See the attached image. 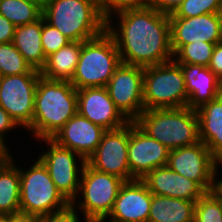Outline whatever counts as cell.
Masks as SVG:
<instances>
[{
	"mask_svg": "<svg viewBox=\"0 0 222 222\" xmlns=\"http://www.w3.org/2000/svg\"><path fill=\"white\" fill-rule=\"evenodd\" d=\"M4 220H5V216L0 213V222H4Z\"/></svg>",
	"mask_w": 222,
	"mask_h": 222,
	"instance_id": "cell-43",
	"label": "cell"
},
{
	"mask_svg": "<svg viewBox=\"0 0 222 222\" xmlns=\"http://www.w3.org/2000/svg\"><path fill=\"white\" fill-rule=\"evenodd\" d=\"M16 26L0 15V44L13 42Z\"/></svg>",
	"mask_w": 222,
	"mask_h": 222,
	"instance_id": "cell-37",
	"label": "cell"
},
{
	"mask_svg": "<svg viewBox=\"0 0 222 222\" xmlns=\"http://www.w3.org/2000/svg\"><path fill=\"white\" fill-rule=\"evenodd\" d=\"M141 180L154 195L197 202L206 193L195 181L176 173L168 166L155 168Z\"/></svg>",
	"mask_w": 222,
	"mask_h": 222,
	"instance_id": "cell-19",
	"label": "cell"
},
{
	"mask_svg": "<svg viewBox=\"0 0 222 222\" xmlns=\"http://www.w3.org/2000/svg\"><path fill=\"white\" fill-rule=\"evenodd\" d=\"M124 182L120 177L98 171L86 162L81 174L78 196L71 204L83 213L85 222H102L111 212Z\"/></svg>",
	"mask_w": 222,
	"mask_h": 222,
	"instance_id": "cell-6",
	"label": "cell"
},
{
	"mask_svg": "<svg viewBox=\"0 0 222 222\" xmlns=\"http://www.w3.org/2000/svg\"><path fill=\"white\" fill-rule=\"evenodd\" d=\"M78 212L79 211L70 204L63 210L42 217V222H80Z\"/></svg>",
	"mask_w": 222,
	"mask_h": 222,
	"instance_id": "cell-33",
	"label": "cell"
},
{
	"mask_svg": "<svg viewBox=\"0 0 222 222\" xmlns=\"http://www.w3.org/2000/svg\"><path fill=\"white\" fill-rule=\"evenodd\" d=\"M181 66L188 95L187 107L198 109L222 94V81L208 68L195 64Z\"/></svg>",
	"mask_w": 222,
	"mask_h": 222,
	"instance_id": "cell-20",
	"label": "cell"
},
{
	"mask_svg": "<svg viewBox=\"0 0 222 222\" xmlns=\"http://www.w3.org/2000/svg\"><path fill=\"white\" fill-rule=\"evenodd\" d=\"M171 48L173 55L192 42H222V23L219 13L195 17H169Z\"/></svg>",
	"mask_w": 222,
	"mask_h": 222,
	"instance_id": "cell-15",
	"label": "cell"
},
{
	"mask_svg": "<svg viewBox=\"0 0 222 222\" xmlns=\"http://www.w3.org/2000/svg\"><path fill=\"white\" fill-rule=\"evenodd\" d=\"M170 149L129 121L128 164L130 181L143 179L150 171L167 166Z\"/></svg>",
	"mask_w": 222,
	"mask_h": 222,
	"instance_id": "cell-13",
	"label": "cell"
},
{
	"mask_svg": "<svg viewBox=\"0 0 222 222\" xmlns=\"http://www.w3.org/2000/svg\"><path fill=\"white\" fill-rule=\"evenodd\" d=\"M111 16L117 18V24ZM106 31L123 64L148 67L173 60L167 14L147 6L122 8L106 17Z\"/></svg>",
	"mask_w": 222,
	"mask_h": 222,
	"instance_id": "cell-1",
	"label": "cell"
},
{
	"mask_svg": "<svg viewBox=\"0 0 222 222\" xmlns=\"http://www.w3.org/2000/svg\"><path fill=\"white\" fill-rule=\"evenodd\" d=\"M77 113V90L64 80L39 77L34 96L32 125L27 129L37 141L51 139Z\"/></svg>",
	"mask_w": 222,
	"mask_h": 222,
	"instance_id": "cell-2",
	"label": "cell"
},
{
	"mask_svg": "<svg viewBox=\"0 0 222 222\" xmlns=\"http://www.w3.org/2000/svg\"><path fill=\"white\" fill-rule=\"evenodd\" d=\"M152 193L142 180L125 181L113 208L102 222H148Z\"/></svg>",
	"mask_w": 222,
	"mask_h": 222,
	"instance_id": "cell-16",
	"label": "cell"
},
{
	"mask_svg": "<svg viewBox=\"0 0 222 222\" xmlns=\"http://www.w3.org/2000/svg\"><path fill=\"white\" fill-rule=\"evenodd\" d=\"M43 16L35 22L15 29L13 44L24 57L25 61L38 71L44 67L46 56L41 43Z\"/></svg>",
	"mask_w": 222,
	"mask_h": 222,
	"instance_id": "cell-22",
	"label": "cell"
},
{
	"mask_svg": "<svg viewBox=\"0 0 222 222\" xmlns=\"http://www.w3.org/2000/svg\"><path fill=\"white\" fill-rule=\"evenodd\" d=\"M31 69L13 42L0 44V76L26 74Z\"/></svg>",
	"mask_w": 222,
	"mask_h": 222,
	"instance_id": "cell-28",
	"label": "cell"
},
{
	"mask_svg": "<svg viewBox=\"0 0 222 222\" xmlns=\"http://www.w3.org/2000/svg\"><path fill=\"white\" fill-rule=\"evenodd\" d=\"M4 222H42V217L24 212H17L6 216Z\"/></svg>",
	"mask_w": 222,
	"mask_h": 222,
	"instance_id": "cell-38",
	"label": "cell"
},
{
	"mask_svg": "<svg viewBox=\"0 0 222 222\" xmlns=\"http://www.w3.org/2000/svg\"><path fill=\"white\" fill-rule=\"evenodd\" d=\"M134 122L170 150L200 142L196 110L187 106L143 110Z\"/></svg>",
	"mask_w": 222,
	"mask_h": 222,
	"instance_id": "cell-4",
	"label": "cell"
},
{
	"mask_svg": "<svg viewBox=\"0 0 222 222\" xmlns=\"http://www.w3.org/2000/svg\"><path fill=\"white\" fill-rule=\"evenodd\" d=\"M208 68L222 81V42L215 44Z\"/></svg>",
	"mask_w": 222,
	"mask_h": 222,
	"instance_id": "cell-35",
	"label": "cell"
},
{
	"mask_svg": "<svg viewBox=\"0 0 222 222\" xmlns=\"http://www.w3.org/2000/svg\"><path fill=\"white\" fill-rule=\"evenodd\" d=\"M42 16L72 42L93 39L106 30L98 0H46Z\"/></svg>",
	"mask_w": 222,
	"mask_h": 222,
	"instance_id": "cell-3",
	"label": "cell"
},
{
	"mask_svg": "<svg viewBox=\"0 0 222 222\" xmlns=\"http://www.w3.org/2000/svg\"><path fill=\"white\" fill-rule=\"evenodd\" d=\"M128 143L129 122L120 128L106 130L100 144L86 162L98 171L130 181Z\"/></svg>",
	"mask_w": 222,
	"mask_h": 222,
	"instance_id": "cell-14",
	"label": "cell"
},
{
	"mask_svg": "<svg viewBox=\"0 0 222 222\" xmlns=\"http://www.w3.org/2000/svg\"><path fill=\"white\" fill-rule=\"evenodd\" d=\"M218 169L216 170V173H215V188H214V191L216 192V194L222 199V177L217 178L219 176L218 174Z\"/></svg>",
	"mask_w": 222,
	"mask_h": 222,
	"instance_id": "cell-40",
	"label": "cell"
},
{
	"mask_svg": "<svg viewBox=\"0 0 222 222\" xmlns=\"http://www.w3.org/2000/svg\"><path fill=\"white\" fill-rule=\"evenodd\" d=\"M23 1H28V2H31V3H36V4L40 5L43 8L44 3H45L46 0H23Z\"/></svg>",
	"mask_w": 222,
	"mask_h": 222,
	"instance_id": "cell-41",
	"label": "cell"
},
{
	"mask_svg": "<svg viewBox=\"0 0 222 222\" xmlns=\"http://www.w3.org/2000/svg\"><path fill=\"white\" fill-rule=\"evenodd\" d=\"M9 151H11L10 148H7V144L0 139V166L7 163L11 159L12 153Z\"/></svg>",
	"mask_w": 222,
	"mask_h": 222,
	"instance_id": "cell-39",
	"label": "cell"
},
{
	"mask_svg": "<svg viewBox=\"0 0 222 222\" xmlns=\"http://www.w3.org/2000/svg\"><path fill=\"white\" fill-rule=\"evenodd\" d=\"M219 14H220L221 23H222V4H221V8H220V12H219Z\"/></svg>",
	"mask_w": 222,
	"mask_h": 222,
	"instance_id": "cell-44",
	"label": "cell"
},
{
	"mask_svg": "<svg viewBox=\"0 0 222 222\" xmlns=\"http://www.w3.org/2000/svg\"><path fill=\"white\" fill-rule=\"evenodd\" d=\"M195 201L152 194L148 222H194Z\"/></svg>",
	"mask_w": 222,
	"mask_h": 222,
	"instance_id": "cell-23",
	"label": "cell"
},
{
	"mask_svg": "<svg viewBox=\"0 0 222 222\" xmlns=\"http://www.w3.org/2000/svg\"><path fill=\"white\" fill-rule=\"evenodd\" d=\"M167 166L195 181L206 193L214 191L218 160L203 142L170 150Z\"/></svg>",
	"mask_w": 222,
	"mask_h": 222,
	"instance_id": "cell-11",
	"label": "cell"
},
{
	"mask_svg": "<svg viewBox=\"0 0 222 222\" xmlns=\"http://www.w3.org/2000/svg\"><path fill=\"white\" fill-rule=\"evenodd\" d=\"M121 63L115 41L105 30L101 35L82 42L79 60L70 83L76 90L106 87Z\"/></svg>",
	"mask_w": 222,
	"mask_h": 222,
	"instance_id": "cell-5",
	"label": "cell"
},
{
	"mask_svg": "<svg viewBox=\"0 0 222 222\" xmlns=\"http://www.w3.org/2000/svg\"><path fill=\"white\" fill-rule=\"evenodd\" d=\"M19 174L20 212L44 217L71 204L57 189L38 158L27 169L19 167Z\"/></svg>",
	"mask_w": 222,
	"mask_h": 222,
	"instance_id": "cell-7",
	"label": "cell"
},
{
	"mask_svg": "<svg viewBox=\"0 0 222 222\" xmlns=\"http://www.w3.org/2000/svg\"><path fill=\"white\" fill-rule=\"evenodd\" d=\"M20 127L15 120L5 111L4 108L0 106V139H2L6 144L5 133L11 132L10 130H16Z\"/></svg>",
	"mask_w": 222,
	"mask_h": 222,
	"instance_id": "cell-36",
	"label": "cell"
},
{
	"mask_svg": "<svg viewBox=\"0 0 222 222\" xmlns=\"http://www.w3.org/2000/svg\"><path fill=\"white\" fill-rule=\"evenodd\" d=\"M70 42L72 41L69 38L64 36L57 28L48 24L43 17L41 43L46 57L57 52Z\"/></svg>",
	"mask_w": 222,
	"mask_h": 222,
	"instance_id": "cell-31",
	"label": "cell"
},
{
	"mask_svg": "<svg viewBox=\"0 0 222 222\" xmlns=\"http://www.w3.org/2000/svg\"><path fill=\"white\" fill-rule=\"evenodd\" d=\"M144 67L121 63L106 88L115 107L128 121H135L144 110Z\"/></svg>",
	"mask_w": 222,
	"mask_h": 222,
	"instance_id": "cell-12",
	"label": "cell"
},
{
	"mask_svg": "<svg viewBox=\"0 0 222 222\" xmlns=\"http://www.w3.org/2000/svg\"><path fill=\"white\" fill-rule=\"evenodd\" d=\"M146 0H98L99 6L107 17L112 12L126 7L145 6Z\"/></svg>",
	"mask_w": 222,
	"mask_h": 222,
	"instance_id": "cell-32",
	"label": "cell"
},
{
	"mask_svg": "<svg viewBox=\"0 0 222 222\" xmlns=\"http://www.w3.org/2000/svg\"><path fill=\"white\" fill-rule=\"evenodd\" d=\"M196 113L200 141L218 160L222 156V94L200 106Z\"/></svg>",
	"mask_w": 222,
	"mask_h": 222,
	"instance_id": "cell-21",
	"label": "cell"
},
{
	"mask_svg": "<svg viewBox=\"0 0 222 222\" xmlns=\"http://www.w3.org/2000/svg\"><path fill=\"white\" fill-rule=\"evenodd\" d=\"M40 71L31 69L26 74L0 76V106L20 126L28 129L33 122L34 96Z\"/></svg>",
	"mask_w": 222,
	"mask_h": 222,
	"instance_id": "cell-10",
	"label": "cell"
},
{
	"mask_svg": "<svg viewBox=\"0 0 222 222\" xmlns=\"http://www.w3.org/2000/svg\"><path fill=\"white\" fill-rule=\"evenodd\" d=\"M105 131L77 112L51 139L87 160L100 144Z\"/></svg>",
	"mask_w": 222,
	"mask_h": 222,
	"instance_id": "cell-18",
	"label": "cell"
},
{
	"mask_svg": "<svg viewBox=\"0 0 222 222\" xmlns=\"http://www.w3.org/2000/svg\"><path fill=\"white\" fill-rule=\"evenodd\" d=\"M222 0H184L169 17H195L203 14L219 13Z\"/></svg>",
	"mask_w": 222,
	"mask_h": 222,
	"instance_id": "cell-30",
	"label": "cell"
},
{
	"mask_svg": "<svg viewBox=\"0 0 222 222\" xmlns=\"http://www.w3.org/2000/svg\"><path fill=\"white\" fill-rule=\"evenodd\" d=\"M187 101L183 72L174 60L144 67V110L185 107Z\"/></svg>",
	"mask_w": 222,
	"mask_h": 222,
	"instance_id": "cell-8",
	"label": "cell"
},
{
	"mask_svg": "<svg viewBox=\"0 0 222 222\" xmlns=\"http://www.w3.org/2000/svg\"><path fill=\"white\" fill-rule=\"evenodd\" d=\"M183 1L184 0H146L145 6L170 15L176 11Z\"/></svg>",
	"mask_w": 222,
	"mask_h": 222,
	"instance_id": "cell-34",
	"label": "cell"
},
{
	"mask_svg": "<svg viewBox=\"0 0 222 222\" xmlns=\"http://www.w3.org/2000/svg\"><path fill=\"white\" fill-rule=\"evenodd\" d=\"M49 147L38 159L47 168L49 175L61 194L71 203L79 192L81 174L86 160L68 148L58 145L52 139H41ZM79 160V161H78Z\"/></svg>",
	"mask_w": 222,
	"mask_h": 222,
	"instance_id": "cell-9",
	"label": "cell"
},
{
	"mask_svg": "<svg viewBox=\"0 0 222 222\" xmlns=\"http://www.w3.org/2000/svg\"><path fill=\"white\" fill-rule=\"evenodd\" d=\"M221 165V166H220ZM222 168V156L218 159V168Z\"/></svg>",
	"mask_w": 222,
	"mask_h": 222,
	"instance_id": "cell-42",
	"label": "cell"
},
{
	"mask_svg": "<svg viewBox=\"0 0 222 222\" xmlns=\"http://www.w3.org/2000/svg\"><path fill=\"white\" fill-rule=\"evenodd\" d=\"M13 156L0 166V213L5 217L20 212V174Z\"/></svg>",
	"mask_w": 222,
	"mask_h": 222,
	"instance_id": "cell-25",
	"label": "cell"
},
{
	"mask_svg": "<svg viewBox=\"0 0 222 222\" xmlns=\"http://www.w3.org/2000/svg\"><path fill=\"white\" fill-rule=\"evenodd\" d=\"M82 42H70L57 52L46 57V63L40 74L50 80L70 81L75 72Z\"/></svg>",
	"mask_w": 222,
	"mask_h": 222,
	"instance_id": "cell-24",
	"label": "cell"
},
{
	"mask_svg": "<svg viewBox=\"0 0 222 222\" xmlns=\"http://www.w3.org/2000/svg\"><path fill=\"white\" fill-rule=\"evenodd\" d=\"M77 112L105 130H114L129 122L115 107L106 87L78 89Z\"/></svg>",
	"mask_w": 222,
	"mask_h": 222,
	"instance_id": "cell-17",
	"label": "cell"
},
{
	"mask_svg": "<svg viewBox=\"0 0 222 222\" xmlns=\"http://www.w3.org/2000/svg\"><path fill=\"white\" fill-rule=\"evenodd\" d=\"M194 222H222V199L215 191L207 192L197 200Z\"/></svg>",
	"mask_w": 222,
	"mask_h": 222,
	"instance_id": "cell-29",
	"label": "cell"
},
{
	"mask_svg": "<svg viewBox=\"0 0 222 222\" xmlns=\"http://www.w3.org/2000/svg\"><path fill=\"white\" fill-rule=\"evenodd\" d=\"M216 43L195 41L183 45L174 55L177 64H195L208 66Z\"/></svg>",
	"mask_w": 222,
	"mask_h": 222,
	"instance_id": "cell-27",
	"label": "cell"
},
{
	"mask_svg": "<svg viewBox=\"0 0 222 222\" xmlns=\"http://www.w3.org/2000/svg\"><path fill=\"white\" fill-rule=\"evenodd\" d=\"M43 8L23 0H0V15L16 27L35 22L42 17Z\"/></svg>",
	"mask_w": 222,
	"mask_h": 222,
	"instance_id": "cell-26",
	"label": "cell"
}]
</instances>
